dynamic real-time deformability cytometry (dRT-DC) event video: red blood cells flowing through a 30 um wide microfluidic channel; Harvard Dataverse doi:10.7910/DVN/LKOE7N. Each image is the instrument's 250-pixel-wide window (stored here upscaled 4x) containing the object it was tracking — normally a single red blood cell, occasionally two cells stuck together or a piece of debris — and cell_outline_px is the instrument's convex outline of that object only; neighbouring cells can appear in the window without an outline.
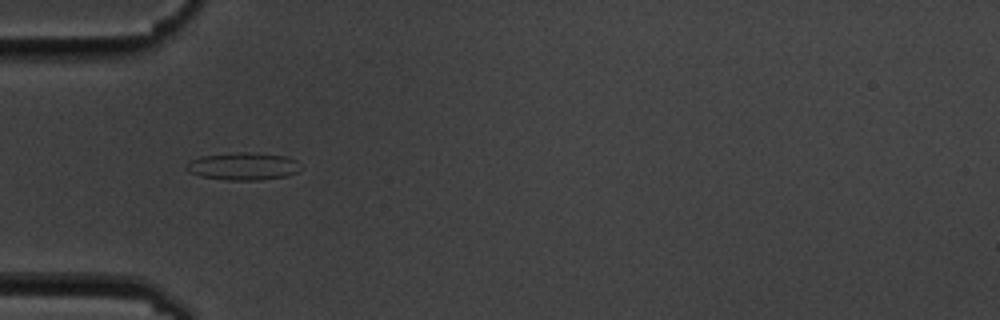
{"species": "common noctule bat (a hibernating species)", "species_latin": "Nyctalus noctula", "temperature_condition": "cold", "stored_images_in_passage": 8, "camera_frame_rate_fps": 3000, "um_per_image_px": 0.085, "animal": {"sex": "male", "body_mass_g": 19.5, "forearm_length_mm": 54.6}, "frame": {"image": 1, "passage_image": 5, "time_ms": 5.333, "image_size_px": [1000, 320], "cell_outline_px": [[304, 168], [288, 176], [260, 180], [228, 180], [200, 176], [188, 172], [184, 168], [184, 164], [188, 160], [200, 156], [240, 152], [248, 152], [288, 156], [296, 160]], "centroid_in_image_um": [20.65, 14.13], "position_along_channel_um": 64.3, "area_um2": 18.73}}
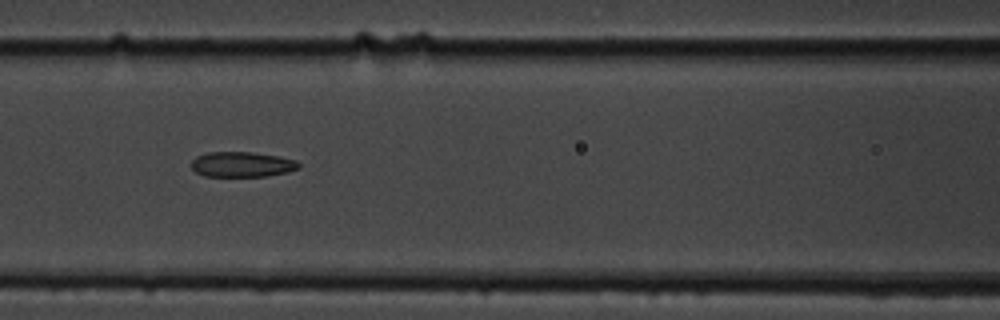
{"frame": {"image": 2, "passage_image": 7, "time_ms": 7.667, "image_size_px": [1000, 320], "cell_outline_px": [[300, 168], [288, 172], [268, 176], [204, 176], [196, 172], [192, 168], [192, 160], [196, 156], [208, 152], [252, 152], [280, 156], [296, 160], [300, 164]], "centroid_in_image_um": [20.6, 13.97], "position_along_channel_um": 146.0, "area_um2": 15.9}}
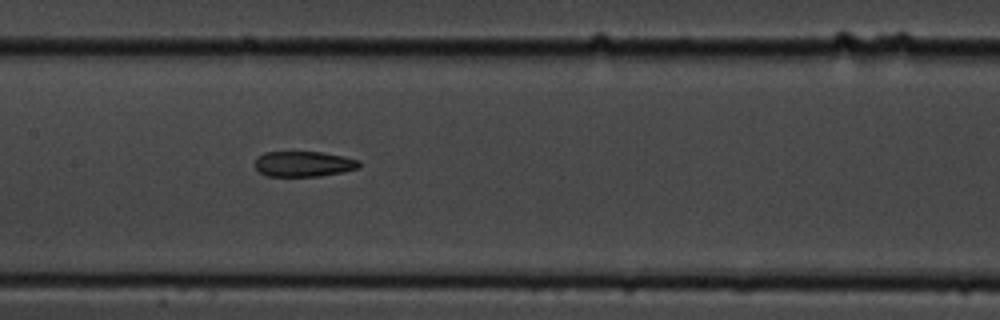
{"frame": {"image": 3, "passage_image": 8, "time_ms": 8.667, "image_size_px": [1000, 320], "cell_outline_px": [[360, 168], [344, 172], [320, 176], [268, 176], [260, 172], [256, 168], [256, 160], [264, 152], [324, 152], [344, 156], [360, 160]], "centroid_in_image_um": [25.88, 13.93], "position_along_channel_um": 181.5, "area_um2": 15.49}}